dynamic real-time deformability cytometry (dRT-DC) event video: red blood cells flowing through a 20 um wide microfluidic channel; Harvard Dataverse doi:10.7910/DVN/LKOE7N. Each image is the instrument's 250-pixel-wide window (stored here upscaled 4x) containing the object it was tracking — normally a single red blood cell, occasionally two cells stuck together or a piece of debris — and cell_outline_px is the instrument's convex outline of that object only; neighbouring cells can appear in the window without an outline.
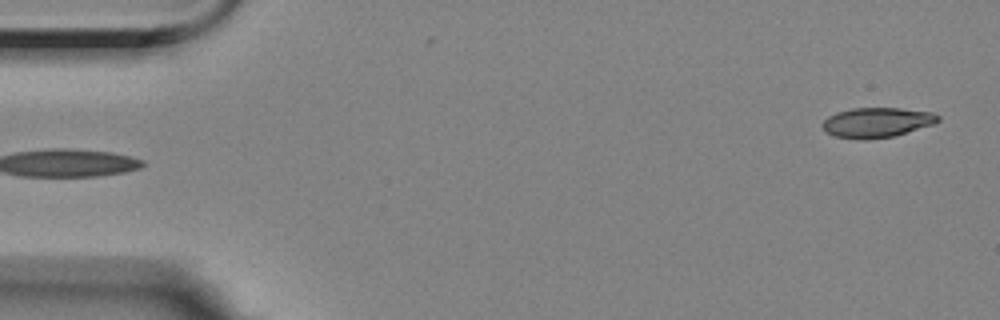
{"species": "Egyptian fruit bat (a non-hibernating species)", "species_latin": "Rousettus aegyptiacus", "temperature_condition": "room temperature", "stored_images_in_passage": 55, "camera_frame_rate_fps": 3000, "um_per_image_px": 0.085, "animal": {"sex": "female"}, "frame": {"image": 1, "passage_image": 1, "time_ms": 0.0, "image_size_px": [1000, 320], "cell_outline_px": [[940, 120], [936, 124], [892, 136], [836, 136], [824, 132], [820, 124], [828, 116], [836, 112], [852, 108], [900, 108], [932, 112], [940, 116]], "centroid_in_image_um": [74.57, 10.35], "position_along_channel_um": 10.4, "area_um2": 19.48}}
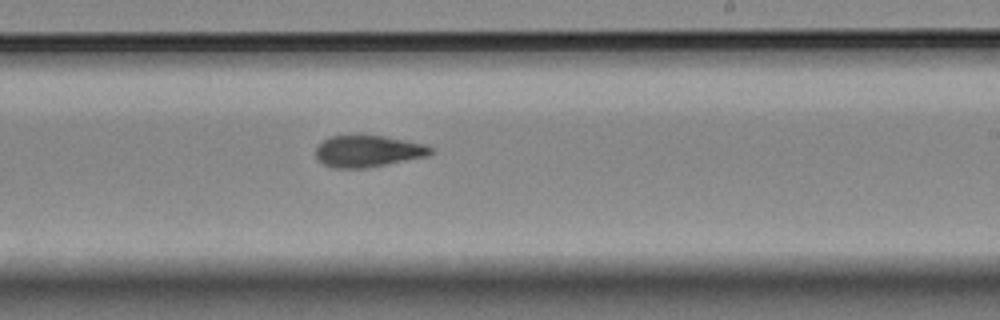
{"frame": {"image": 2, "passage_image": 32, "time_ms": 10.333, "image_size_px": [1000, 320], "cell_outline_px": [[432, 152], [428, 156], [364, 168], [332, 168], [324, 164], [316, 156], [316, 144], [332, 136], [356, 132], [380, 136], [424, 144], [432, 148]], "centroid_in_image_um": [31.21, 12.81], "position_along_channel_um": 257.8, "area_um2": 21.44}}
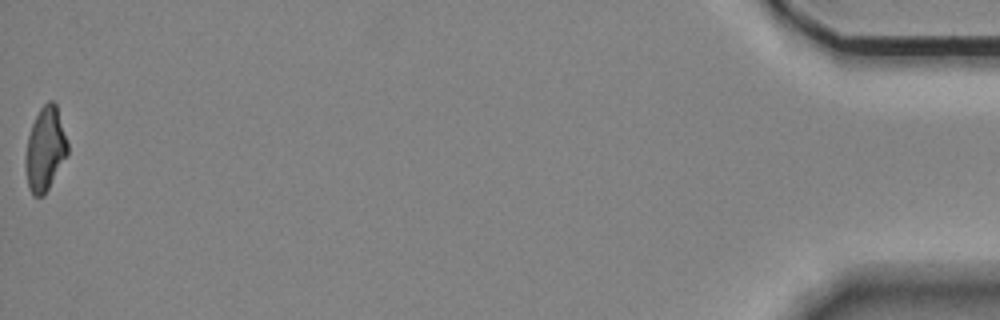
{"frame": {"image": 3, "passage_image": 55, "time_ms": 18.0, "image_size_px": [1000, 320], "cell_outline_px": [[68, 156], [44, 196], [32, 196], [28, 188], [24, 168], [24, 160], [28, 136], [32, 124], [40, 108], [48, 100], [52, 100], [56, 104], [68, 144]], "centroid_in_image_um": [3.83, 12.72], "position_along_channel_um": 431.4, "area_um2": 20.87}, "authors_computed_cell_mechanics": {"area_um2": 21.3282, "velocity_mm_per_s": 3.5326, "shape_relaxation_time_tau1_ms": 5.2478, "shape_relaxation_time_tau2_ms": 3.3051, "deformation_change_tau1": 0.151, "deformation_change_tau2": 0.1013}}